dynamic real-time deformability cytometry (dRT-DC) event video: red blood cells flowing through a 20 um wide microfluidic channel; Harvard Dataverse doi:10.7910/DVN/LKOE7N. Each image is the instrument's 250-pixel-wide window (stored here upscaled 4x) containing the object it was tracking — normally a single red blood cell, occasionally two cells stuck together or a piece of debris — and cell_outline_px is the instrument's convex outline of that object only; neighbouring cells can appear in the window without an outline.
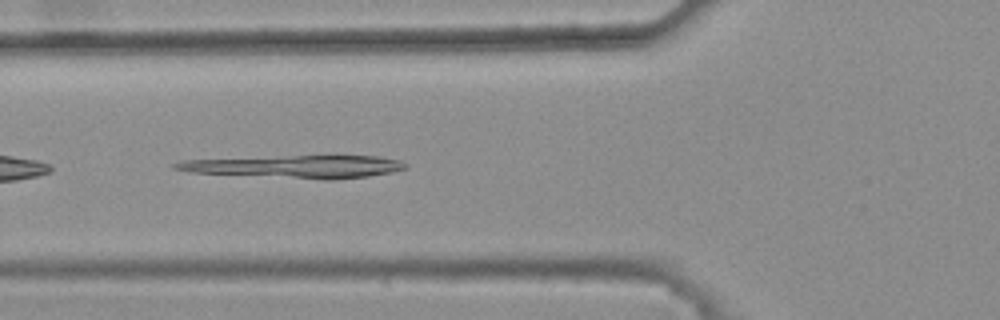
{"species": "common noctule bat (a hibernating species)", "species_latin": "Nyctalus noctula", "temperature_condition": "warm", "stored_images_in_passage": 29, "camera_frame_rate_fps": 3000, "um_per_image_px": 0.085, "animal": {"sex": "female", "body_mass_g": 25.1}, "frame": {"image": 1, "passage_image": 4, "time_ms": 1.0, "image_size_px": [1000, 320], "cell_outline_px": [[408, 168], [392, 172], [368, 176], [332, 180], [324, 180], [188, 172], [172, 168], [172, 164], [180, 160], [292, 156], [376, 156], [400, 160], [408, 164]], "centroid_in_image_um": [25.14, 14.17], "position_along_channel_um": 100.7, "area_um2": 30.46}}
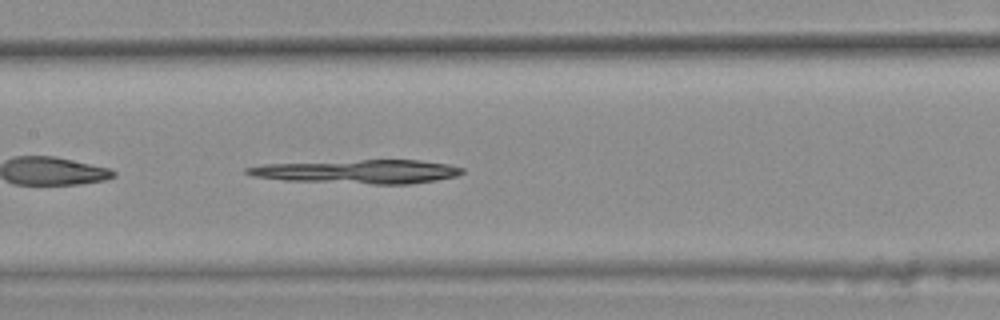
{"frame": {"image": 2, "passage_image": 10, "time_ms": 3.0, "image_size_px": [1000, 320], "cell_outline_px": [[464, 172], [456, 176], [436, 180], [408, 184], [372, 184], [284, 180], [256, 176], [244, 172], [244, 168], [264, 164], [360, 160], [420, 160], [448, 164], [464, 168]], "centroid_in_image_um": [30.48, 14.58], "position_along_channel_um": 176.9, "area_um2": 29.59}}
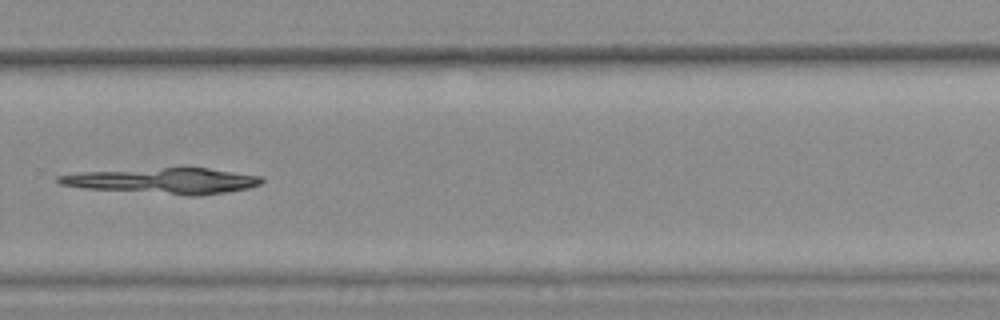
{"frame": {"image": 3, "passage_image": 21, "time_ms": 6.667, "image_size_px": [1000, 320], "cell_outline_px": [[264, 180], [260, 184], [248, 188], [200, 196], [188, 196], [88, 188], [60, 184], [56, 180], [56, 176], [84, 172], [180, 164], [264, 176]], "centroid_in_image_um": [13.96, 15.32], "position_along_channel_um": 315.8, "area_um2": 31.67}}